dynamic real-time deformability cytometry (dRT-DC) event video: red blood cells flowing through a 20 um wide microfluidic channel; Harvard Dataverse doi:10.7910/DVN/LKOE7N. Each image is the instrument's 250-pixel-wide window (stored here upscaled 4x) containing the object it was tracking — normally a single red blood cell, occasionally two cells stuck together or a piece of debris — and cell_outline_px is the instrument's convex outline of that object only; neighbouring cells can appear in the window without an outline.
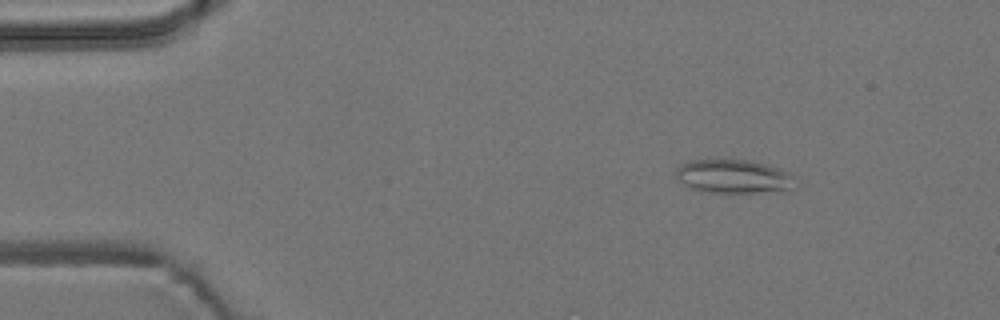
{"species": "common noctule bat (a hibernating species)", "species_latin": "Nyctalus noctula", "temperature_condition": "room temperature", "stored_images_in_passage": 14, "camera_frame_rate_fps": 3000, "um_per_image_px": 0.085, "animal": {"sex": "male", "body_mass_g": 19.2, "forearm_length_mm": 51.8}, "frame": {"image": 1, "passage_image": 8, "time_ms": 2.333, "image_size_px": [1000, 320], "cell_outline_px": [[796, 188], [792, 192], [712, 192], [692, 188], [684, 184], [676, 176], [676, 168], [680, 164], [688, 160], [748, 160], [780, 168], [788, 172], [792, 176]], "centroid_in_image_um": [62.42, 15.01], "position_along_channel_um": 22.6, "area_um2": 23.52}}